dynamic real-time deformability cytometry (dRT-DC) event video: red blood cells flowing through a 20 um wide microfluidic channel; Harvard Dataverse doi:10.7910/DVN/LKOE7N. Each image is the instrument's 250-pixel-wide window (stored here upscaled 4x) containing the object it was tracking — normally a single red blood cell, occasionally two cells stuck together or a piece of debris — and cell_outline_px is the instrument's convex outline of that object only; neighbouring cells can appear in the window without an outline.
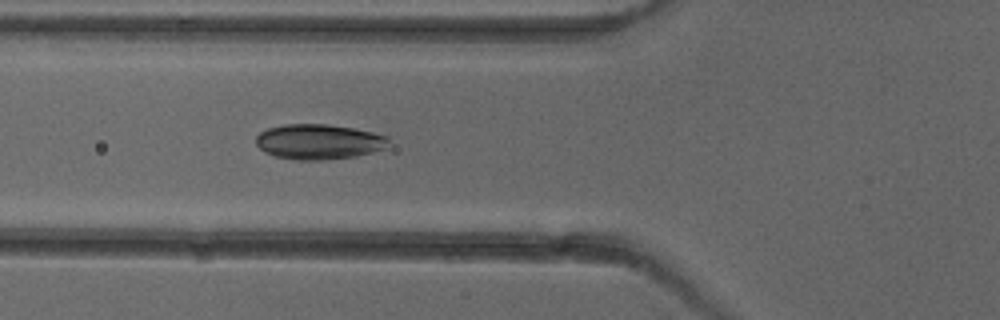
{"species": "common noctule bat (a hibernating species)", "species_latin": "Nyctalus noctula", "temperature_condition": "cold", "stored_images_in_passage": 5, "camera_frame_rate_fps": 3000, "um_per_image_px": 0.085, "animal": {"sex": "female"}, "frame": {"image": 1, "passage_image": 5, "time_ms": 6.0, "image_size_px": [1000, 320], "cell_outline_px": [[388, 148], [356, 156], [320, 160], [296, 160], [276, 156], [264, 152], [256, 144], [256, 136], [260, 132], [268, 128], [284, 124], [328, 124], [352, 128], [372, 132], [388, 136]], "centroid_in_image_um": [27.1, 12.04], "position_along_channel_um": 98.7, "area_um2": 27.22}}